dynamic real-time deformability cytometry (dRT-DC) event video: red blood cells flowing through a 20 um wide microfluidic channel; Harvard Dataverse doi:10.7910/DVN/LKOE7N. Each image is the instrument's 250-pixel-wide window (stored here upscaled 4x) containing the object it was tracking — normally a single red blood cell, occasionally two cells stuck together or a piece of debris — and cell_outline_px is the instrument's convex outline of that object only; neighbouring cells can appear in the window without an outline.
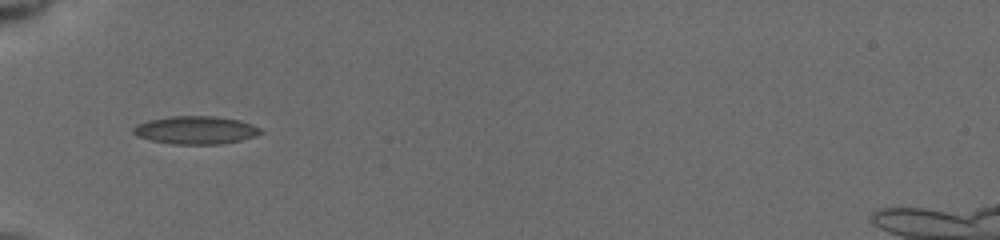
{"species": "common noctule bat (a hibernating species)", "species_latin": "Nyctalus noctula", "temperature_condition": "cold", "stored_images_in_passage": 68, "camera_frame_rate_fps": 3000, "um_per_image_px": 0.085, "animal": {"sex": "female", "body_mass_g": 19.5, "forearm_length_mm": 54.1}, "frame": {"image": 1, "passage_image": 1, "time_ms": 0.0, "image_size_px": [1000, 240], "cell_outline_px": [[264, 132], [256, 136], [240, 140], [220, 144], [172, 144], [152, 140], [136, 136], [132, 132], [132, 128], [136, 124], [148, 120], [168, 116], [216, 116], [240, 120], [252, 124], [260, 128]], "centroid_in_image_um": [16.63, 11.05], "position_along_channel_um": 68.4, "area_um2": 20.92}}
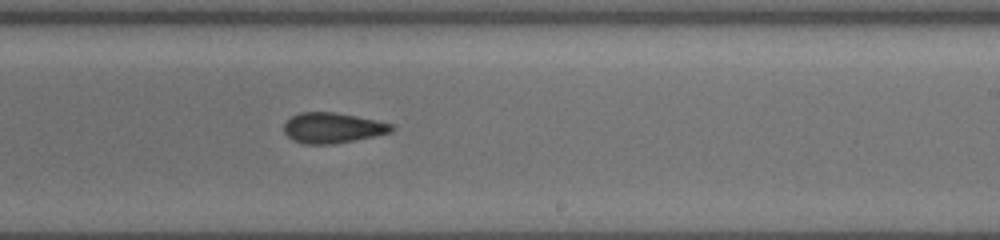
{"frame": {"image": 2, "passage_image": 31, "time_ms": 5.0, "image_size_px": [1000, 240], "cell_outline_px": [[396, 128], [392, 132], [332, 144], [304, 144], [292, 140], [284, 132], [284, 124], [292, 116], [300, 112], [336, 112], [376, 120], [392, 124]], "centroid_in_image_um": [28.26, 10.86], "position_along_channel_um": 260.7, "area_um2": 18.96}}
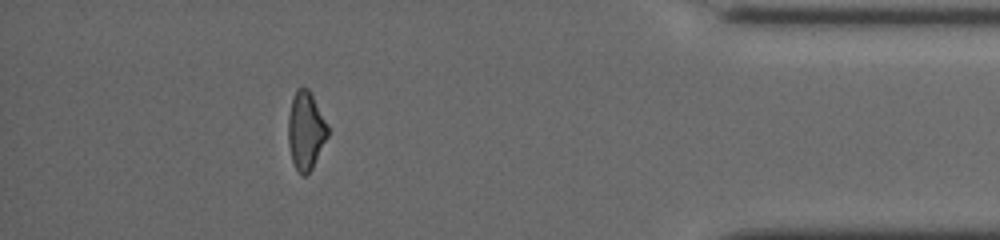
{"frame": {"image": 3, "passage_image": 58, "time_ms": 9.667, "image_size_px": [1000, 240], "cell_outline_px": [[328, 136], [312, 168], [304, 176], [296, 168], [292, 160], [288, 144], [288, 116], [292, 100], [296, 88], [308, 88], [328, 124]], "centroid_in_image_um": [25.99, 11.08], "position_along_channel_um": 409.2, "area_um2": 17.8}, "authors_computed_cell_mechanics": {"area_um2": 19.074, "velocity_mm_per_s": 3.9526, "shape_relaxation_time_tau1_ms": 3.8463, "shape_relaxation_time_tau2_ms": 3.6127, "deformation_change_tau1": 0.1105, "deformation_change_tau2": 0.1204}}